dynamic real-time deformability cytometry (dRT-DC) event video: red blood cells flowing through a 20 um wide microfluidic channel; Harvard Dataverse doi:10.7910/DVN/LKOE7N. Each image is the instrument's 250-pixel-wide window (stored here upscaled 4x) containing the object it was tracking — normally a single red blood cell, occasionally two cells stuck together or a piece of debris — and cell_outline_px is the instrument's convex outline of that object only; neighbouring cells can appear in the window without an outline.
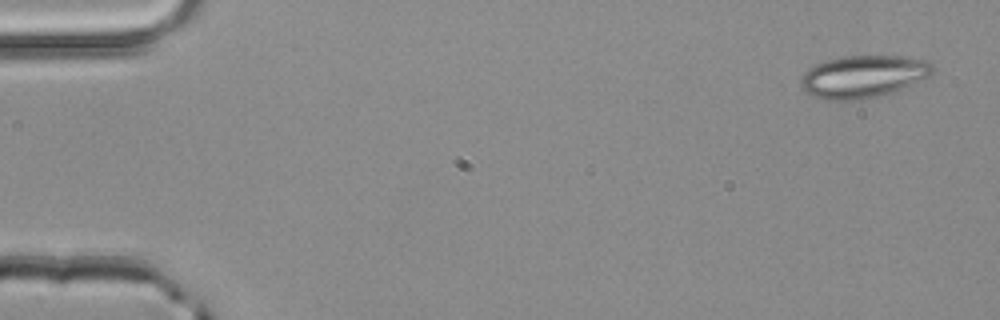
{"species": "common noctule bat (a hibernating species)", "species_latin": "Nyctalus noctula", "temperature_condition": "room temperature", "stored_images_in_passage": 3, "camera_frame_rate_fps": 3000, "um_per_image_px": 0.085, "animal": {"sex": "male", "body_mass_g": 20.4}, "frame": {"image": 1, "passage_image": 1, "time_ms": 0.0, "image_size_px": [1000, 320], "cell_outline_px": [[936, 68], [932, 76], [900, 92], [860, 100], [824, 100], [812, 96], [804, 92], [800, 88], [800, 80], [804, 72], [808, 68], [824, 60], [844, 56], [920, 56], [928, 60]], "centroid_in_image_um": [73.46, 6.51], "position_along_channel_um": 11.5, "area_um2": 33.99}}